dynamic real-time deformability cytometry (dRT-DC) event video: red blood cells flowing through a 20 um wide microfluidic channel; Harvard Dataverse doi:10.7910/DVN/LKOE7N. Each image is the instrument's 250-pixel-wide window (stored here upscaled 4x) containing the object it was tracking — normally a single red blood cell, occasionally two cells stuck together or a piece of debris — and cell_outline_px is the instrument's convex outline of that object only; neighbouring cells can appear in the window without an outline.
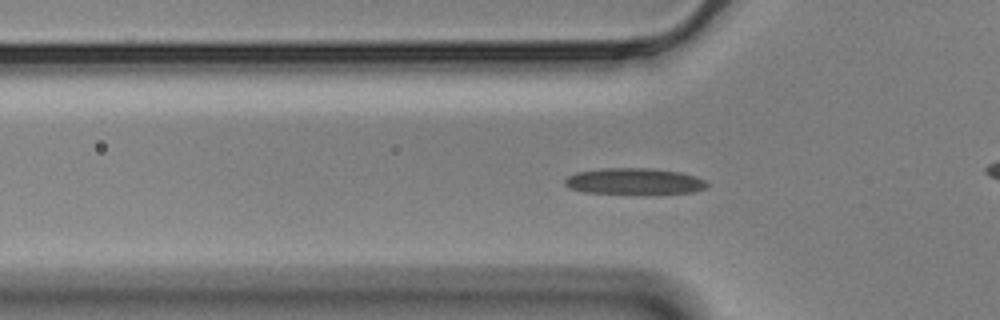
{"species": "Egyptian fruit bat (a non-hibernating species)", "species_latin": "Rousettus aegyptiacus", "temperature_condition": "cold", "stored_images_in_passage": 57, "camera_frame_rate_fps": 3000, "um_per_image_px": 0.085, "animal": {"sex": "male"}, "frame": {"image": 1, "passage_image": 17, "time_ms": 5.333, "image_size_px": [1000, 320], "cell_outline_px": [[708, 184], [704, 188], [692, 192], [660, 196], [584, 192], [568, 188], [564, 184], [564, 180], [568, 176], [576, 172], [604, 168], [652, 168], [680, 172], [696, 176], [704, 180]], "centroid_in_image_um": [53.93, 15.45], "position_along_channel_um": 71.9, "area_um2": 22.66}}
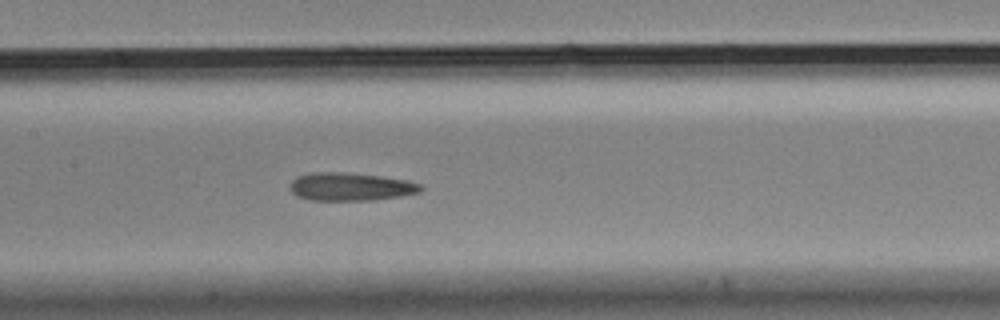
{"frame": {"image": 2, "passage_image": 26, "time_ms": 8.333, "image_size_px": [1000, 320], "cell_outline_px": [[424, 188], [420, 192], [400, 196], [372, 200], [308, 200], [296, 196], [288, 188], [292, 180], [296, 176], [312, 172], [340, 172], [380, 176], [404, 180], [420, 184]], "centroid_in_image_um": [29.74, 15.87], "position_along_channel_um": 177.7, "area_um2": 21.39}}
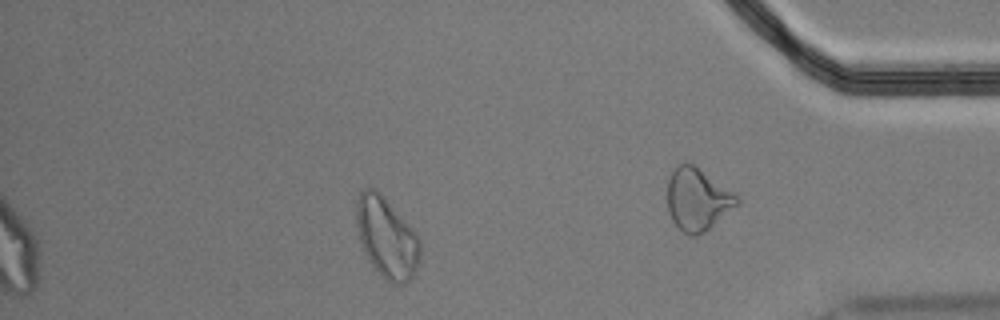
{"frame": {"image": 3, "passage_image": 49, "time_ms": 16.0, "image_size_px": [1000, 320], "cell_outline_px": [[420, 256], [416, 272], [404, 284], [392, 284], [368, 260], [360, 244], [356, 220], [356, 200], [360, 192], [364, 188], [376, 188], [384, 196], [420, 236]], "centroid_in_image_um": [32.87, 20.16], "position_along_channel_um": 402.3, "area_um2": 30.06}}